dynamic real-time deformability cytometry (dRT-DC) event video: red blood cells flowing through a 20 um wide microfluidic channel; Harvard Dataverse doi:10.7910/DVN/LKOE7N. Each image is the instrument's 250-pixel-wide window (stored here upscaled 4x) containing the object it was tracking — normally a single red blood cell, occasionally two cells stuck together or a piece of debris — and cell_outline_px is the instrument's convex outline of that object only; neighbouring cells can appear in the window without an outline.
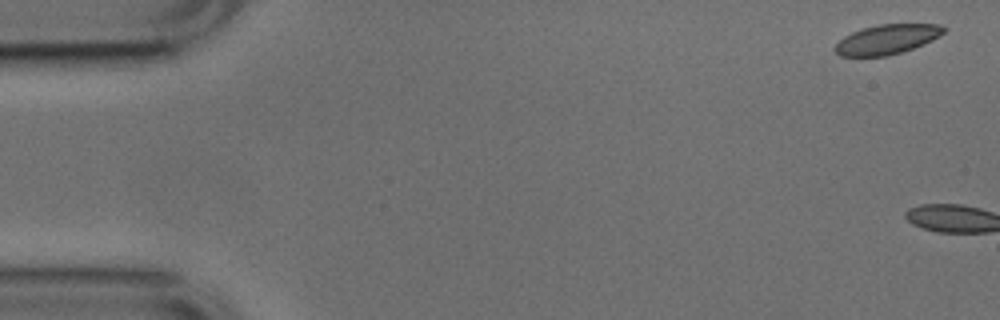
{"species": "common noctule bat (a hibernating species)", "species_latin": "Nyctalus noctula", "temperature_condition": "cold", "stored_images_in_passage": 5, "camera_frame_rate_fps": 3000, "um_per_image_px": 0.085, "animal": {"sex": "male", "body_mass_g": 17.9, "forearm_length_mm": 54.2}, "frame": {"image": 1, "passage_image": 1, "time_ms": 0.0, "image_size_px": [1000, 320], "cell_outline_px": [[948, 28], [940, 36], [932, 40], [912, 48], [888, 56], [840, 56], [836, 52], [836, 44], [844, 36], [852, 32], [864, 28], [880, 24], [940, 24]], "centroid_in_image_um": [75.43, 3.33], "position_along_channel_um": 9.6, "area_um2": 18.61}}
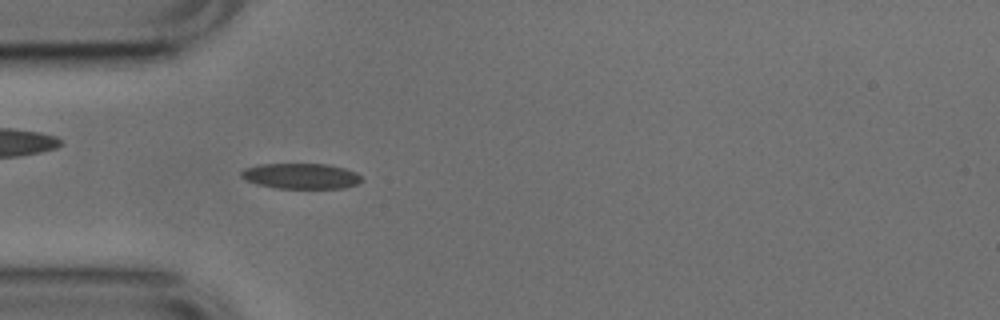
{"frame": {"image": 2, "passage_image": 5, "time_ms": 1.333, "image_size_px": [1000, 320], "cell_outline_px": [[364, 180], [356, 184], [344, 188], [276, 188], [256, 184], [240, 176], [240, 172], [244, 168], [256, 164], [328, 164], [344, 168], [356, 172]], "centroid_in_image_um": [25.57, 14.96], "position_along_channel_um": 59.4, "area_um2": 17.98}}